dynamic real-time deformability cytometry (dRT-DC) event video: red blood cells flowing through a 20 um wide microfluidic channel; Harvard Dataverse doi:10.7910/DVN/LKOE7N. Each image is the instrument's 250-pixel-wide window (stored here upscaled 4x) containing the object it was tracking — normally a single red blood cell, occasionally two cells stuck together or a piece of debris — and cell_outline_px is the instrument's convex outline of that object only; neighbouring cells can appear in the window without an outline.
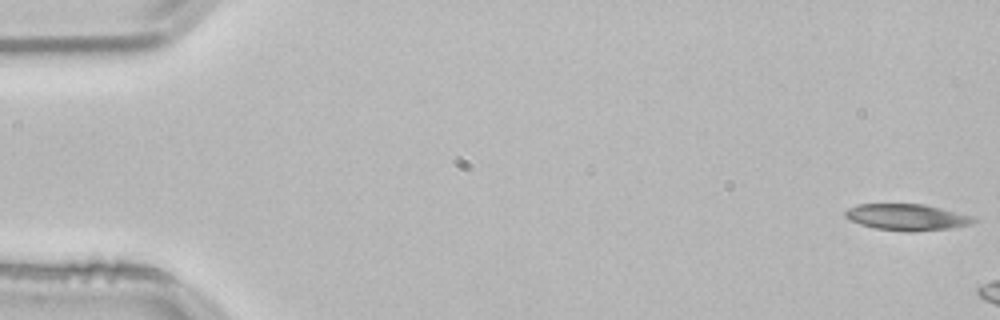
{"species": "common noctule bat (a hibernating species)", "species_latin": "Nyctalus noctula", "temperature_condition": "room temperature", "stored_images_in_passage": 7, "camera_frame_rate_fps": 3000, "um_per_image_px": 0.085, "animal": {"sex": "male", "body_mass_g": 21.5, "forearm_length_mm": 52.0}, "frame": {"image": 1, "passage_image": 1, "time_ms": 0.0, "image_size_px": [1000, 320], "cell_outline_px": [[976, 220], [972, 224], [948, 228], [912, 232], [908, 232], [876, 228], [860, 224], [848, 220], [844, 216], [844, 212], [848, 208], [856, 204], [924, 204], [972, 216]], "centroid_in_image_um": [77.03, 18.45], "position_along_channel_um": 8.0, "area_um2": 19.65}}